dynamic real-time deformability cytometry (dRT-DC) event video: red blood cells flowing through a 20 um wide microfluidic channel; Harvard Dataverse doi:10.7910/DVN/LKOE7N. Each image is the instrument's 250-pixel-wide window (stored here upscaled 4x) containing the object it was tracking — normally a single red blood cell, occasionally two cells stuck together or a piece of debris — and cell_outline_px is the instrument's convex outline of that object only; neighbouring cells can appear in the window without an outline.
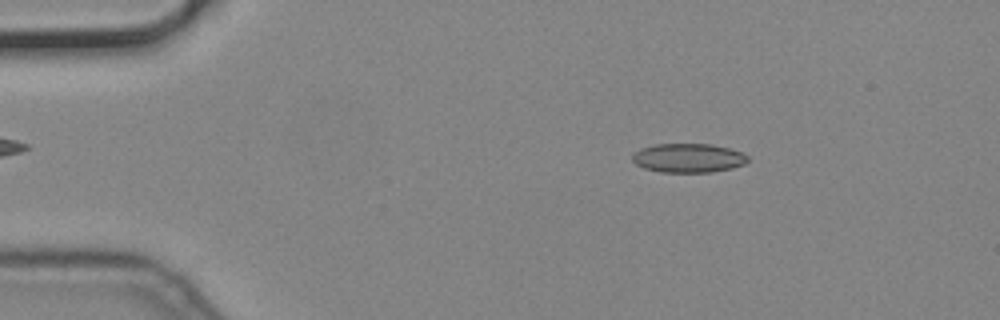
{"species": "common noctule bat (a hibernating species)", "species_latin": "Nyctalus noctula", "temperature_condition": "cold", "stored_images_in_passage": 5, "camera_frame_rate_fps": 3000, "um_per_image_px": 0.085, "animal": {"sex": "male", "body_mass_g": 19.2, "forearm_length_mm": 51.8}, "frame": {"image": 1, "passage_image": 3, "time_ms": 0.667, "image_size_px": [1000, 320], "cell_outline_px": [[748, 160], [744, 164], [732, 168], [712, 172], [660, 172], [644, 168], [636, 164], [632, 160], [632, 156], [640, 148], [656, 144], [712, 144], [744, 152], [748, 156]], "centroid_in_image_um": [58.52, 13.43], "position_along_channel_um": 26.5, "area_um2": 19.59}}